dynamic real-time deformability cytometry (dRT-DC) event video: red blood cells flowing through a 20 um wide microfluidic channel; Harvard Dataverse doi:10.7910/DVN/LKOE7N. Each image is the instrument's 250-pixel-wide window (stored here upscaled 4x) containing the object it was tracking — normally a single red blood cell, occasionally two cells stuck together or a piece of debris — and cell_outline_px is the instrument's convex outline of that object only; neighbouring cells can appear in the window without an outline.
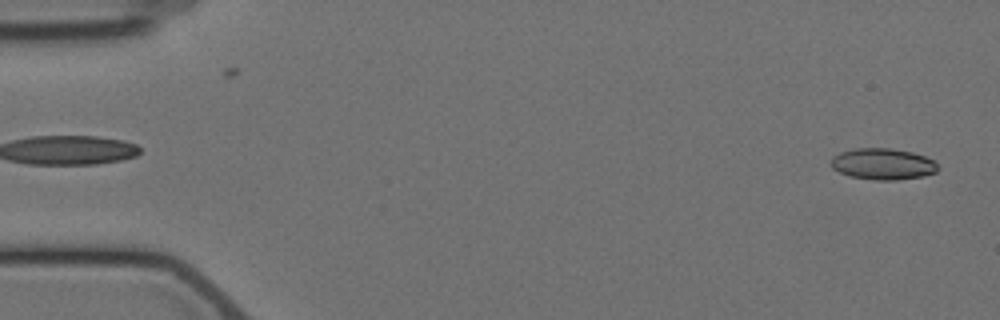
{"species": "Egyptian fruit bat (a non-hibernating species)", "species_latin": "Rousettus aegyptiacus", "temperature_condition": "cold", "stored_images_in_passage": 6, "segment_of_instrument_passage": [2, 2], "camera_frame_rate_fps": 3000, "um_per_image_px": 0.085, "animal": {"sex": "female"}, "frame": {"image": 1, "passage_image": 6, "time_ms": 5.667, "image_size_px": [1000, 320], "cell_outline_px": [[936, 172], [924, 176], [896, 180], [876, 180], [848, 176], [832, 168], [832, 156], [840, 152], [852, 148], [892, 148], [912, 152], [924, 156], [932, 160], [936, 164]], "centroid_in_image_um": [75.01, 13.93], "position_along_channel_um": 10.0, "area_um2": 19.48}}